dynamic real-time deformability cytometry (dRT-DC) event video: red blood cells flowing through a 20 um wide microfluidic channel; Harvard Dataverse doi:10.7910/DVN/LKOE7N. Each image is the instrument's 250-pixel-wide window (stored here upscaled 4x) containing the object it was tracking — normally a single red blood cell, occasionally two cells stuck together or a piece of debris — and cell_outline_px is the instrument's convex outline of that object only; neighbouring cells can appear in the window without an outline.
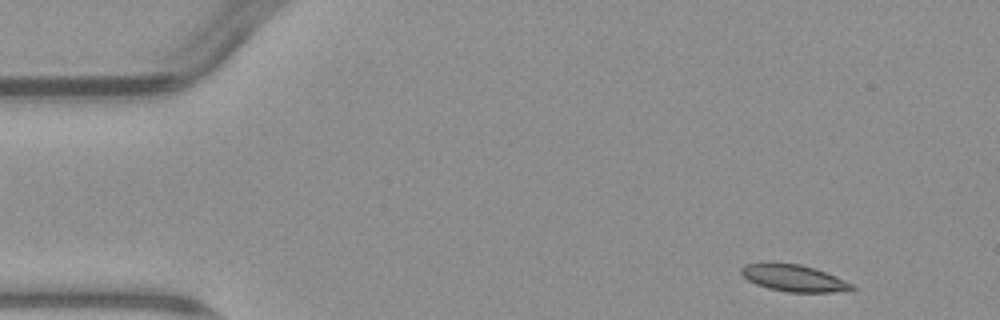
{"species": "common noctule bat (a hibernating species)", "species_latin": "Nyctalus noctula", "temperature_condition": "warm", "stored_images_in_passage": 6, "camera_frame_rate_fps": 3000, "um_per_image_px": 0.085, "animal": {"sex": "male", "body_mass_g": 23.1, "forearm_length_mm": 52.7}, "frame": {"image": 1, "passage_image": 1, "time_ms": 0.0, "image_size_px": [1000, 320], "cell_outline_px": [[856, 288], [852, 292], [788, 292], [768, 288], [756, 284], [748, 280], [740, 272], [740, 268], [748, 264], [800, 264], [816, 268], [836, 276], [852, 284]], "centroid_in_image_um": [67.57, 23.67], "position_along_channel_um": 17.4, "area_um2": 17.11}}
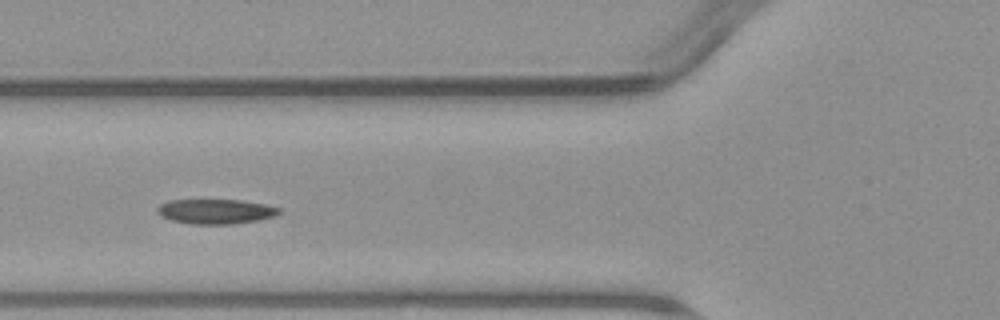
{"frame": {"image": 2, "passage_image": 5, "time_ms": 5.0, "image_size_px": [1000, 320], "cell_outline_px": [[280, 212], [276, 216], [256, 220], [232, 224], [192, 224], [172, 220], [164, 216], [156, 208], [160, 204], [168, 200], [240, 200], [264, 204], [280, 208]], "centroid_in_image_um": [18.36, 17.97], "position_along_channel_um": 107.4, "area_um2": 17.34}}
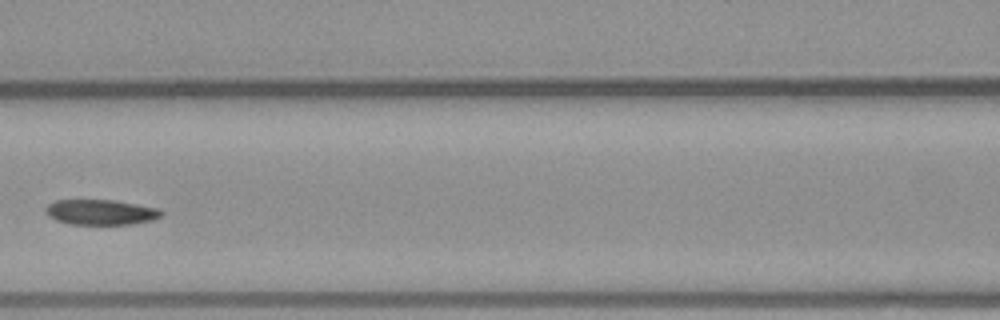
{"frame": {"image": 3, "passage_image": 6, "time_ms": 6.333, "image_size_px": [1000, 320], "cell_outline_px": [[164, 212], [160, 216], [152, 220], [132, 224], [68, 224], [56, 220], [48, 216], [48, 204], [56, 200], [112, 200], [136, 204], [156, 208]], "centroid_in_image_um": [8.57, 18.04], "position_along_channel_um": 158.0, "area_um2": 16.76}}